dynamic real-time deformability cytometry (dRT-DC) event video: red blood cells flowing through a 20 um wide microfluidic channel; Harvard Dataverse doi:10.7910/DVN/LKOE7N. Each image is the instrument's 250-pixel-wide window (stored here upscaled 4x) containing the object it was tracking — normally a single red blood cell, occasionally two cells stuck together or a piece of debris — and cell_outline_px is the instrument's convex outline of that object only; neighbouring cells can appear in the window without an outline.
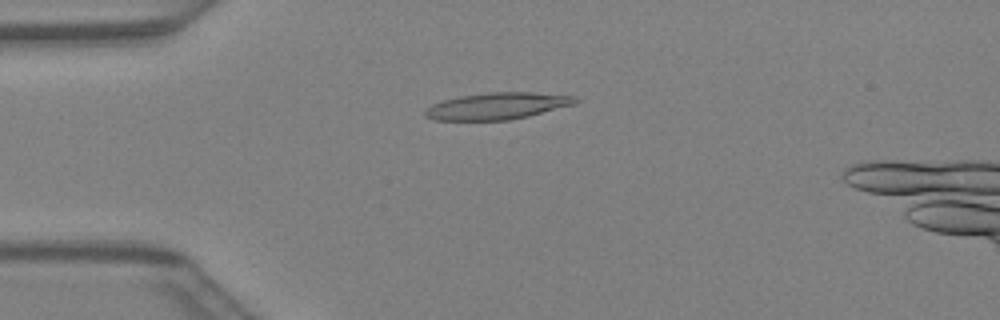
{"species": "Egyptian fruit bat (a non-hibernating species)", "species_latin": "Rousettus aegyptiacus", "temperature_condition": "warm", "stored_images_in_passage": 41, "camera_frame_rate_fps": 3000, "um_per_image_px": 0.085, "animal": {"sex": "female"}, "frame": {"image": 1, "passage_image": 10, "time_ms": 3.0, "image_size_px": [1000, 320], "cell_outline_px": [[580, 100], [576, 104], [528, 116], [508, 120], [436, 120], [424, 116], [424, 112], [432, 104], [444, 100], [460, 96], [488, 92], [532, 92], [576, 96]], "centroid_in_image_um": [42.31, 9.0], "position_along_channel_um": 42.7, "area_um2": 23.41}}
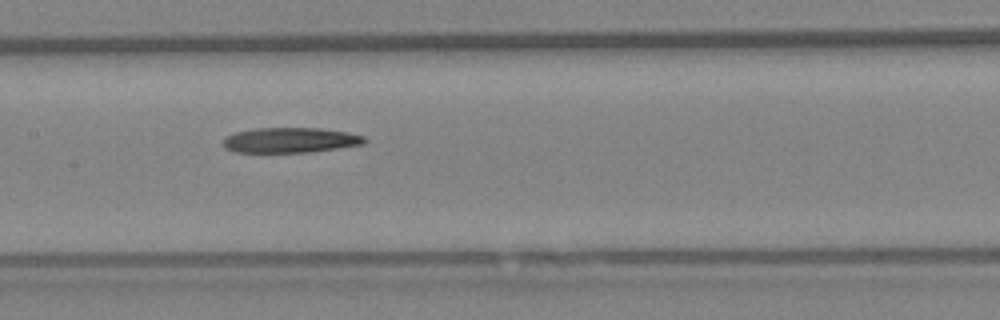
{"frame": {"image": 2, "passage_image": 20, "time_ms": 6.333, "image_size_px": [1000, 320], "cell_outline_px": [[368, 140], [364, 144], [340, 148], [312, 152], [232, 152], [224, 148], [224, 136], [236, 132], [256, 128], [320, 128], [348, 132], [364, 136]], "centroid_in_image_um": [24.69, 11.91], "position_along_channel_um": 182.7, "area_um2": 20.92}}
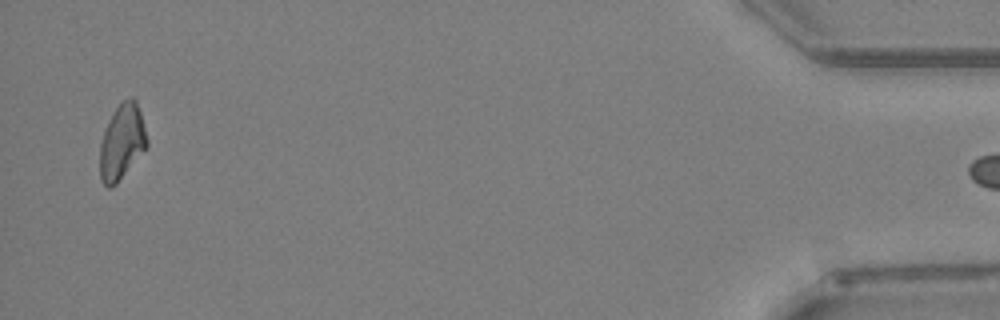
{"frame": {"image": 3, "passage_image": 40, "time_ms": 13.0, "image_size_px": [1000, 320], "cell_outline_px": [[148, 144], [116, 184], [112, 188], [108, 188], [100, 180], [100, 144], [108, 120], [116, 108], [124, 100], [132, 96], [136, 100], [140, 112], [148, 140]], "centroid_in_image_um": [10.34, 12.07], "position_along_channel_um": 424.9, "area_um2": 20.29}}